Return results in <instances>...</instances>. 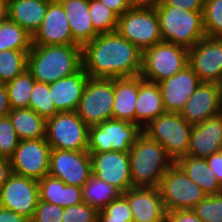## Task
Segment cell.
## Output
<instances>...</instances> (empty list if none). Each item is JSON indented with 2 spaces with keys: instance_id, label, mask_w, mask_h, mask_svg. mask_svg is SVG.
Here are the masks:
<instances>
[{
  "instance_id": "6da1fadb",
  "label": "cell",
  "mask_w": 222,
  "mask_h": 222,
  "mask_svg": "<svg viewBox=\"0 0 222 222\" xmlns=\"http://www.w3.org/2000/svg\"><path fill=\"white\" fill-rule=\"evenodd\" d=\"M142 56L117 31L99 33L82 46V68L91 78L135 77L141 74Z\"/></svg>"
},
{
  "instance_id": "7a4b0ae2",
  "label": "cell",
  "mask_w": 222,
  "mask_h": 222,
  "mask_svg": "<svg viewBox=\"0 0 222 222\" xmlns=\"http://www.w3.org/2000/svg\"><path fill=\"white\" fill-rule=\"evenodd\" d=\"M82 68V46L32 45L27 57V71L42 83L51 84L71 76Z\"/></svg>"
},
{
  "instance_id": "3957f363",
  "label": "cell",
  "mask_w": 222,
  "mask_h": 222,
  "mask_svg": "<svg viewBox=\"0 0 222 222\" xmlns=\"http://www.w3.org/2000/svg\"><path fill=\"white\" fill-rule=\"evenodd\" d=\"M133 187H158L161 178L175 163L157 141L143 132L129 151Z\"/></svg>"
},
{
  "instance_id": "277c9868",
  "label": "cell",
  "mask_w": 222,
  "mask_h": 222,
  "mask_svg": "<svg viewBox=\"0 0 222 222\" xmlns=\"http://www.w3.org/2000/svg\"><path fill=\"white\" fill-rule=\"evenodd\" d=\"M155 9L164 42L190 49L206 36L203 11H191L174 6H157Z\"/></svg>"
},
{
  "instance_id": "5b68a950",
  "label": "cell",
  "mask_w": 222,
  "mask_h": 222,
  "mask_svg": "<svg viewBox=\"0 0 222 222\" xmlns=\"http://www.w3.org/2000/svg\"><path fill=\"white\" fill-rule=\"evenodd\" d=\"M193 126L179 113L165 112L142 129L151 140L160 143L176 162L187 155Z\"/></svg>"
},
{
  "instance_id": "8992f818",
  "label": "cell",
  "mask_w": 222,
  "mask_h": 222,
  "mask_svg": "<svg viewBox=\"0 0 222 222\" xmlns=\"http://www.w3.org/2000/svg\"><path fill=\"white\" fill-rule=\"evenodd\" d=\"M188 65V49L161 41L143 51L140 76L151 82L172 77Z\"/></svg>"
},
{
  "instance_id": "52a82bcc",
  "label": "cell",
  "mask_w": 222,
  "mask_h": 222,
  "mask_svg": "<svg viewBox=\"0 0 222 222\" xmlns=\"http://www.w3.org/2000/svg\"><path fill=\"white\" fill-rule=\"evenodd\" d=\"M167 212L193 209L207 195L174 163L158 185Z\"/></svg>"
},
{
  "instance_id": "ba28073f",
  "label": "cell",
  "mask_w": 222,
  "mask_h": 222,
  "mask_svg": "<svg viewBox=\"0 0 222 222\" xmlns=\"http://www.w3.org/2000/svg\"><path fill=\"white\" fill-rule=\"evenodd\" d=\"M114 78H88L76 113L88 127L112 119Z\"/></svg>"
},
{
  "instance_id": "9c48e42d",
  "label": "cell",
  "mask_w": 222,
  "mask_h": 222,
  "mask_svg": "<svg viewBox=\"0 0 222 222\" xmlns=\"http://www.w3.org/2000/svg\"><path fill=\"white\" fill-rule=\"evenodd\" d=\"M89 127L76 111L58 112L46 120L45 139L51 149L88 150Z\"/></svg>"
},
{
  "instance_id": "30bf717a",
  "label": "cell",
  "mask_w": 222,
  "mask_h": 222,
  "mask_svg": "<svg viewBox=\"0 0 222 222\" xmlns=\"http://www.w3.org/2000/svg\"><path fill=\"white\" fill-rule=\"evenodd\" d=\"M142 129L125 120L109 119L89 127L88 151L104 153L109 151L129 152Z\"/></svg>"
},
{
  "instance_id": "8fae6325",
  "label": "cell",
  "mask_w": 222,
  "mask_h": 222,
  "mask_svg": "<svg viewBox=\"0 0 222 222\" xmlns=\"http://www.w3.org/2000/svg\"><path fill=\"white\" fill-rule=\"evenodd\" d=\"M116 31L142 52L163 41L156 9H129L118 17Z\"/></svg>"
},
{
  "instance_id": "7c38bea8",
  "label": "cell",
  "mask_w": 222,
  "mask_h": 222,
  "mask_svg": "<svg viewBox=\"0 0 222 222\" xmlns=\"http://www.w3.org/2000/svg\"><path fill=\"white\" fill-rule=\"evenodd\" d=\"M51 147L45 138L20 140L18 147L9 158L12 173L43 179L49 172Z\"/></svg>"
},
{
  "instance_id": "4fadbf2b",
  "label": "cell",
  "mask_w": 222,
  "mask_h": 222,
  "mask_svg": "<svg viewBox=\"0 0 222 222\" xmlns=\"http://www.w3.org/2000/svg\"><path fill=\"white\" fill-rule=\"evenodd\" d=\"M48 175L82 187L92 175L90 152L51 149Z\"/></svg>"
},
{
  "instance_id": "5bb4252c",
  "label": "cell",
  "mask_w": 222,
  "mask_h": 222,
  "mask_svg": "<svg viewBox=\"0 0 222 222\" xmlns=\"http://www.w3.org/2000/svg\"><path fill=\"white\" fill-rule=\"evenodd\" d=\"M39 202L38 180L12 173L0 189V206L33 217Z\"/></svg>"
},
{
  "instance_id": "9a60e30c",
  "label": "cell",
  "mask_w": 222,
  "mask_h": 222,
  "mask_svg": "<svg viewBox=\"0 0 222 222\" xmlns=\"http://www.w3.org/2000/svg\"><path fill=\"white\" fill-rule=\"evenodd\" d=\"M188 65L201 82L217 83L222 77V38L200 39L188 49Z\"/></svg>"
},
{
  "instance_id": "2e32d148",
  "label": "cell",
  "mask_w": 222,
  "mask_h": 222,
  "mask_svg": "<svg viewBox=\"0 0 222 222\" xmlns=\"http://www.w3.org/2000/svg\"><path fill=\"white\" fill-rule=\"evenodd\" d=\"M92 174L121 193L133 188L129 152H90Z\"/></svg>"
},
{
  "instance_id": "e0dca14e",
  "label": "cell",
  "mask_w": 222,
  "mask_h": 222,
  "mask_svg": "<svg viewBox=\"0 0 222 222\" xmlns=\"http://www.w3.org/2000/svg\"><path fill=\"white\" fill-rule=\"evenodd\" d=\"M71 44L77 43L73 40L64 8L58 0L50 1L42 24L32 35V45Z\"/></svg>"
},
{
  "instance_id": "ac0fdd59",
  "label": "cell",
  "mask_w": 222,
  "mask_h": 222,
  "mask_svg": "<svg viewBox=\"0 0 222 222\" xmlns=\"http://www.w3.org/2000/svg\"><path fill=\"white\" fill-rule=\"evenodd\" d=\"M221 112L222 102L217 83L201 82L179 114L195 126Z\"/></svg>"
},
{
  "instance_id": "d6986e66",
  "label": "cell",
  "mask_w": 222,
  "mask_h": 222,
  "mask_svg": "<svg viewBox=\"0 0 222 222\" xmlns=\"http://www.w3.org/2000/svg\"><path fill=\"white\" fill-rule=\"evenodd\" d=\"M200 83L198 76L189 65L172 77L157 82L165 111L180 113Z\"/></svg>"
},
{
  "instance_id": "ffe728a7",
  "label": "cell",
  "mask_w": 222,
  "mask_h": 222,
  "mask_svg": "<svg viewBox=\"0 0 222 222\" xmlns=\"http://www.w3.org/2000/svg\"><path fill=\"white\" fill-rule=\"evenodd\" d=\"M121 195L132 210L133 222H165L167 211L158 187H133Z\"/></svg>"
},
{
  "instance_id": "44dd1931",
  "label": "cell",
  "mask_w": 222,
  "mask_h": 222,
  "mask_svg": "<svg viewBox=\"0 0 222 222\" xmlns=\"http://www.w3.org/2000/svg\"><path fill=\"white\" fill-rule=\"evenodd\" d=\"M222 151V112L193 126L188 156L207 158Z\"/></svg>"
},
{
  "instance_id": "7402d4cb",
  "label": "cell",
  "mask_w": 222,
  "mask_h": 222,
  "mask_svg": "<svg viewBox=\"0 0 222 222\" xmlns=\"http://www.w3.org/2000/svg\"><path fill=\"white\" fill-rule=\"evenodd\" d=\"M88 78V74L81 68L75 74L49 84V92L58 112L76 111Z\"/></svg>"
},
{
  "instance_id": "603a6c76",
  "label": "cell",
  "mask_w": 222,
  "mask_h": 222,
  "mask_svg": "<svg viewBox=\"0 0 222 222\" xmlns=\"http://www.w3.org/2000/svg\"><path fill=\"white\" fill-rule=\"evenodd\" d=\"M135 123L143 129L166 111L159 85L138 76V98L135 105Z\"/></svg>"
},
{
  "instance_id": "cb8c5ba5",
  "label": "cell",
  "mask_w": 222,
  "mask_h": 222,
  "mask_svg": "<svg viewBox=\"0 0 222 222\" xmlns=\"http://www.w3.org/2000/svg\"><path fill=\"white\" fill-rule=\"evenodd\" d=\"M64 8L73 40L80 46L90 42L99 33L94 29L88 0H58Z\"/></svg>"
},
{
  "instance_id": "d4e9b609",
  "label": "cell",
  "mask_w": 222,
  "mask_h": 222,
  "mask_svg": "<svg viewBox=\"0 0 222 222\" xmlns=\"http://www.w3.org/2000/svg\"><path fill=\"white\" fill-rule=\"evenodd\" d=\"M38 188L40 201L61 207L74 206L83 202L82 187L65 184L50 175L38 180Z\"/></svg>"
},
{
  "instance_id": "484cf974",
  "label": "cell",
  "mask_w": 222,
  "mask_h": 222,
  "mask_svg": "<svg viewBox=\"0 0 222 222\" xmlns=\"http://www.w3.org/2000/svg\"><path fill=\"white\" fill-rule=\"evenodd\" d=\"M138 98V76L114 78L112 119L135 123V105Z\"/></svg>"
},
{
  "instance_id": "4316f807",
  "label": "cell",
  "mask_w": 222,
  "mask_h": 222,
  "mask_svg": "<svg viewBox=\"0 0 222 222\" xmlns=\"http://www.w3.org/2000/svg\"><path fill=\"white\" fill-rule=\"evenodd\" d=\"M49 2L44 0H9V19L33 35L42 24Z\"/></svg>"
},
{
  "instance_id": "83f0119b",
  "label": "cell",
  "mask_w": 222,
  "mask_h": 222,
  "mask_svg": "<svg viewBox=\"0 0 222 222\" xmlns=\"http://www.w3.org/2000/svg\"><path fill=\"white\" fill-rule=\"evenodd\" d=\"M175 163L192 181L200 186L207 196L222 193V186L217 181L213 170L208 167L206 158L186 155Z\"/></svg>"
},
{
  "instance_id": "f1b7e54d",
  "label": "cell",
  "mask_w": 222,
  "mask_h": 222,
  "mask_svg": "<svg viewBox=\"0 0 222 222\" xmlns=\"http://www.w3.org/2000/svg\"><path fill=\"white\" fill-rule=\"evenodd\" d=\"M8 116L19 140L45 138L46 119L32 109H11Z\"/></svg>"
},
{
  "instance_id": "f546056e",
  "label": "cell",
  "mask_w": 222,
  "mask_h": 222,
  "mask_svg": "<svg viewBox=\"0 0 222 222\" xmlns=\"http://www.w3.org/2000/svg\"><path fill=\"white\" fill-rule=\"evenodd\" d=\"M122 193L114 186L98 179L93 174L82 186V199L95 209H104L112 200L117 199Z\"/></svg>"
},
{
  "instance_id": "4dcf8cb0",
  "label": "cell",
  "mask_w": 222,
  "mask_h": 222,
  "mask_svg": "<svg viewBox=\"0 0 222 222\" xmlns=\"http://www.w3.org/2000/svg\"><path fill=\"white\" fill-rule=\"evenodd\" d=\"M32 35L16 22L7 19L0 23V51L30 50Z\"/></svg>"
},
{
  "instance_id": "1f68e13d",
  "label": "cell",
  "mask_w": 222,
  "mask_h": 222,
  "mask_svg": "<svg viewBox=\"0 0 222 222\" xmlns=\"http://www.w3.org/2000/svg\"><path fill=\"white\" fill-rule=\"evenodd\" d=\"M30 50L0 51V83L12 81L27 70Z\"/></svg>"
},
{
  "instance_id": "d6a6232c",
  "label": "cell",
  "mask_w": 222,
  "mask_h": 222,
  "mask_svg": "<svg viewBox=\"0 0 222 222\" xmlns=\"http://www.w3.org/2000/svg\"><path fill=\"white\" fill-rule=\"evenodd\" d=\"M35 79L26 70L12 81L5 83L11 109L28 108Z\"/></svg>"
},
{
  "instance_id": "836d02e7",
  "label": "cell",
  "mask_w": 222,
  "mask_h": 222,
  "mask_svg": "<svg viewBox=\"0 0 222 222\" xmlns=\"http://www.w3.org/2000/svg\"><path fill=\"white\" fill-rule=\"evenodd\" d=\"M89 13L94 29L98 33L117 30L118 16L99 0H88Z\"/></svg>"
},
{
  "instance_id": "e575fe53",
  "label": "cell",
  "mask_w": 222,
  "mask_h": 222,
  "mask_svg": "<svg viewBox=\"0 0 222 222\" xmlns=\"http://www.w3.org/2000/svg\"><path fill=\"white\" fill-rule=\"evenodd\" d=\"M49 89V84L35 81L28 104L29 109H32L46 120L58 113Z\"/></svg>"
},
{
  "instance_id": "d590c367",
  "label": "cell",
  "mask_w": 222,
  "mask_h": 222,
  "mask_svg": "<svg viewBox=\"0 0 222 222\" xmlns=\"http://www.w3.org/2000/svg\"><path fill=\"white\" fill-rule=\"evenodd\" d=\"M203 26L206 36L222 38V0H205Z\"/></svg>"
},
{
  "instance_id": "8d00e7d4",
  "label": "cell",
  "mask_w": 222,
  "mask_h": 222,
  "mask_svg": "<svg viewBox=\"0 0 222 222\" xmlns=\"http://www.w3.org/2000/svg\"><path fill=\"white\" fill-rule=\"evenodd\" d=\"M98 222H133L132 210L127 200L122 195L112 200L98 211Z\"/></svg>"
},
{
  "instance_id": "74e56055",
  "label": "cell",
  "mask_w": 222,
  "mask_h": 222,
  "mask_svg": "<svg viewBox=\"0 0 222 222\" xmlns=\"http://www.w3.org/2000/svg\"><path fill=\"white\" fill-rule=\"evenodd\" d=\"M192 210L203 222H222V193L206 196Z\"/></svg>"
},
{
  "instance_id": "f35d334b",
  "label": "cell",
  "mask_w": 222,
  "mask_h": 222,
  "mask_svg": "<svg viewBox=\"0 0 222 222\" xmlns=\"http://www.w3.org/2000/svg\"><path fill=\"white\" fill-rule=\"evenodd\" d=\"M19 141L9 116L0 118V156L10 158Z\"/></svg>"
},
{
  "instance_id": "ab89813d",
  "label": "cell",
  "mask_w": 222,
  "mask_h": 222,
  "mask_svg": "<svg viewBox=\"0 0 222 222\" xmlns=\"http://www.w3.org/2000/svg\"><path fill=\"white\" fill-rule=\"evenodd\" d=\"M62 222H98V210L87 203L64 207Z\"/></svg>"
},
{
  "instance_id": "60d3db41",
  "label": "cell",
  "mask_w": 222,
  "mask_h": 222,
  "mask_svg": "<svg viewBox=\"0 0 222 222\" xmlns=\"http://www.w3.org/2000/svg\"><path fill=\"white\" fill-rule=\"evenodd\" d=\"M63 211L64 207L39 200L30 222H62Z\"/></svg>"
},
{
  "instance_id": "b9f144b4",
  "label": "cell",
  "mask_w": 222,
  "mask_h": 222,
  "mask_svg": "<svg viewBox=\"0 0 222 222\" xmlns=\"http://www.w3.org/2000/svg\"><path fill=\"white\" fill-rule=\"evenodd\" d=\"M165 222H203L192 209L176 210L166 213Z\"/></svg>"
},
{
  "instance_id": "7bdbcfd3",
  "label": "cell",
  "mask_w": 222,
  "mask_h": 222,
  "mask_svg": "<svg viewBox=\"0 0 222 222\" xmlns=\"http://www.w3.org/2000/svg\"><path fill=\"white\" fill-rule=\"evenodd\" d=\"M205 0H162L158 6H174L191 11H203Z\"/></svg>"
},
{
  "instance_id": "ee69618b",
  "label": "cell",
  "mask_w": 222,
  "mask_h": 222,
  "mask_svg": "<svg viewBox=\"0 0 222 222\" xmlns=\"http://www.w3.org/2000/svg\"><path fill=\"white\" fill-rule=\"evenodd\" d=\"M206 162L209 168H211L216 176L217 181L222 186V151L213 153L206 158Z\"/></svg>"
},
{
  "instance_id": "f6af8a7d",
  "label": "cell",
  "mask_w": 222,
  "mask_h": 222,
  "mask_svg": "<svg viewBox=\"0 0 222 222\" xmlns=\"http://www.w3.org/2000/svg\"><path fill=\"white\" fill-rule=\"evenodd\" d=\"M110 10H112L118 17H120L124 12L130 9L128 0H99Z\"/></svg>"
},
{
  "instance_id": "bcb514c9",
  "label": "cell",
  "mask_w": 222,
  "mask_h": 222,
  "mask_svg": "<svg viewBox=\"0 0 222 222\" xmlns=\"http://www.w3.org/2000/svg\"><path fill=\"white\" fill-rule=\"evenodd\" d=\"M0 222H30L24 215L0 206Z\"/></svg>"
},
{
  "instance_id": "7dc6e473",
  "label": "cell",
  "mask_w": 222,
  "mask_h": 222,
  "mask_svg": "<svg viewBox=\"0 0 222 222\" xmlns=\"http://www.w3.org/2000/svg\"><path fill=\"white\" fill-rule=\"evenodd\" d=\"M10 110L7 88L5 83H0V118L7 116Z\"/></svg>"
},
{
  "instance_id": "c3c4849f",
  "label": "cell",
  "mask_w": 222,
  "mask_h": 222,
  "mask_svg": "<svg viewBox=\"0 0 222 222\" xmlns=\"http://www.w3.org/2000/svg\"><path fill=\"white\" fill-rule=\"evenodd\" d=\"M12 174L10 159L0 156V189Z\"/></svg>"
},
{
  "instance_id": "681fc988",
  "label": "cell",
  "mask_w": 222,
  "mask_h": 222,
  "mask_svg": "<svg viewBox=\"0 0 222 222\" xmlns=\"http://www.w3.org/2000/svg\"><path fill=\"white\" fill-rule=\"evenodd\" d=\"M162 0H128L130 9H155Z\"/></svg>"
},
{
  "instance_id": "f907efd6",
  "label": "cell",
  "mask_w": 222,
  "mask_h": 222,
  "mask_svg": "<svg viewBox=\"0 0 222 222\" xmlns=\"http://www.w3.org/2000/svg\"><path fill=\"white\" fill-rule=\"evenodd\" d=\"M9 19V0H0V23Z\"/></svg>"
},
{
  "instance_id": "816d5d0a",
  "label": "cell",
  "mask_w": 222,
  "mask_h": 222,
  "mask_svg": "<svg viewBox=\"0 0 222 222\" xmlns=\"http://www.w3.org/2000/svg\"><path fill=\"white\" fill-rule=\"evenodd\" d=\"M218 88H219V92H220V98H221V102H222V77L220 78V80L217 82Z\"/></svg>"
}]
</instances>
